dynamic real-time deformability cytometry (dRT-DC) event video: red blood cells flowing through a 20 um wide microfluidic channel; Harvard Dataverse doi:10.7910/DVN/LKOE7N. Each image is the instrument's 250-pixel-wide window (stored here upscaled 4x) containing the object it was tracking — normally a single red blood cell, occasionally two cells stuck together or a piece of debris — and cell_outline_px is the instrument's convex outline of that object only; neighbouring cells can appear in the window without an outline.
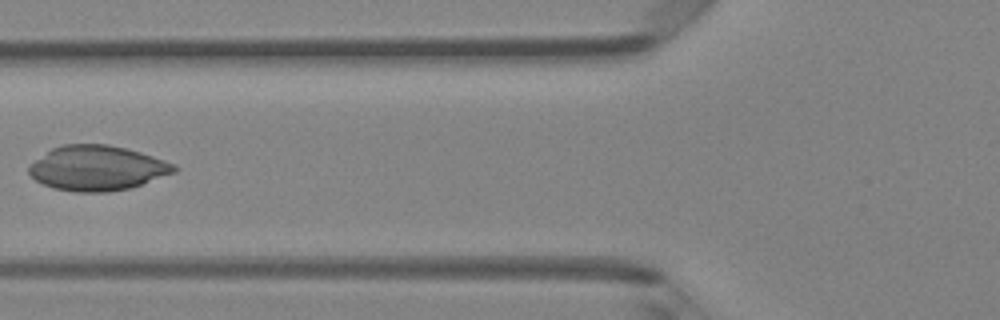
{"species": "Egyptian fruit bat (a non-hibernating species)", "species_latin": "Rousettus aegyptiacus", "temperature_condition": "room temperature", "stored_images_in_passage": 6, "camera_frame_rate_fps": 3000, "um_per_image_px": 0.085, "animal": {"sex": "female"}, "frame": {"image": 1, "passage_image": 6, "time_ms": 1.667, "image_size_px": [1000, 320], "cell_outline_px": [[180, 168], [176, 172], [128, 188], [108, 192], [76, 192], [52, 188], [36, 180], [28, 172], [28, 168], [36, 160], [52, 148], [64, 144], [108, 144], [140, 152], [176, 164]], "centroid_in_image_um": [8.28, 14.29], "position_along_channel_um": 117.5, "area_um2": 37.74}}